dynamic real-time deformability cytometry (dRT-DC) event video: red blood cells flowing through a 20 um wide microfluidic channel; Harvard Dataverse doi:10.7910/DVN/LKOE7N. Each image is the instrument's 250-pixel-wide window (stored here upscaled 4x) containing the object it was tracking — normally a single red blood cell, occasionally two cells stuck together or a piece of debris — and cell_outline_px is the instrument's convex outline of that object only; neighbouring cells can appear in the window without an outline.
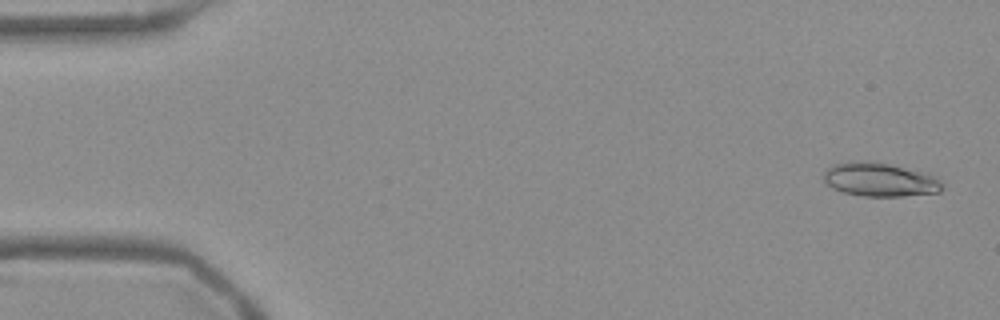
{"species": "Egyptian fruit bat (a non-hibernating species)", "species_latin": "Rousettus aegyptiacus", "temperature_condition": "warm", "stored_images_in_passage": 53, "camera_frame_rate_fps": 3000, "um_per_image_px": 0.085, "frame": {"image": 1, "passage_image": 2, "time_ms": 0.333, "image_size_px": [1000, 320], "cell_outline_px": [[944, 188], [940, 192], [904, 196], [864, 196], [844, 192], [832, 188], [824, 184], [824, 172], [828, 168], [836, 164], [848, 160], [868, 160], [888, 164], [936, 176], [944, 184]], "centroid_in_image_um": [74.77, 15.27], "position_along_channel_um": 10.2, "area_um2": 23.41}}
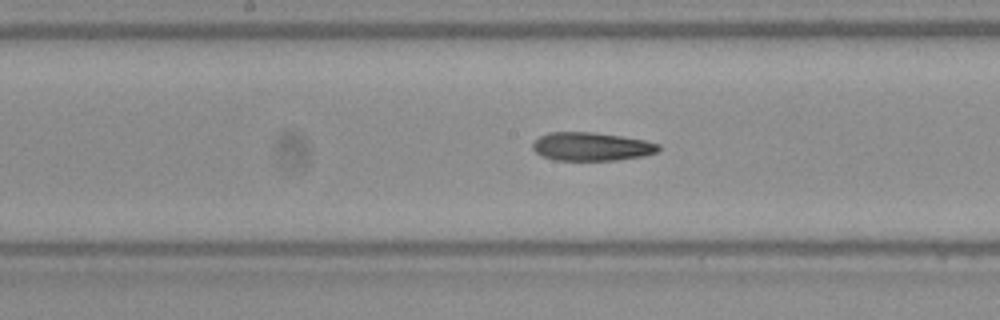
{"frame": {"image": 2, "passage_image": 27, "time_ms": 8.667, "image_size_px": [1000, 320], "cell_outline_px": [[660, 148], [656, 152], [644, 156], [616, 160], [552, 160], [540, 156], [532, 148], [532, 144], [540, 136], [548, 132], [592, 132], [620, 136], [644, 140], [660, 144]], "centroid_in_image_um": [50.25, 12.46], "position_along_channel_um": 198.0, "area_um2": 20.87}}
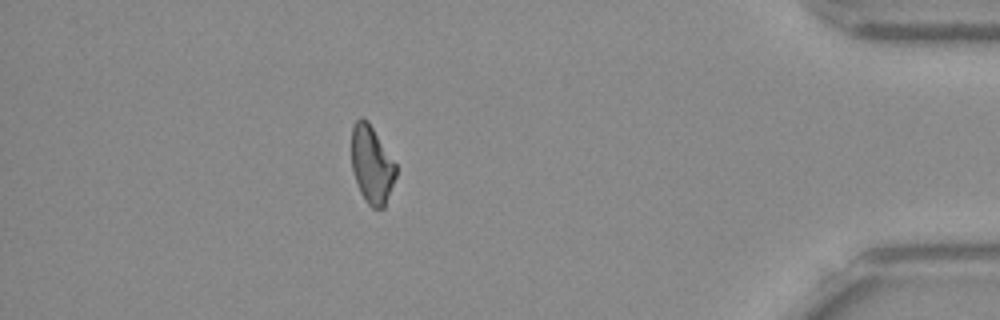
{"frame": {"image": 3, "passage_image": 47, "time_ms": 15.333, "image_size_px": [1000, 320], "cell_outline_px": [[396, 176], [384, 208], [372, 208], [364, 200], [360, 192], [352, 168], [352, 128], [356, 120], [360, 116], [364, 116], [368, 120], [396, 164]], "centroid_in_image_um": [31.6, 13.98], "position_along_channel_um": 403.6, "area_um2": 20.06}, "authors_computed_cell_mechanics": {"area_um2": 21.2126, "velocity_mm_per_s": 3.7875, "shape_relaxation_time_tau1_ms": null, "shape_relaxation_time_tau2_ms": 10.9534, "deformation_change_tau1": null, "deformation_change_tau2": 0.215}}